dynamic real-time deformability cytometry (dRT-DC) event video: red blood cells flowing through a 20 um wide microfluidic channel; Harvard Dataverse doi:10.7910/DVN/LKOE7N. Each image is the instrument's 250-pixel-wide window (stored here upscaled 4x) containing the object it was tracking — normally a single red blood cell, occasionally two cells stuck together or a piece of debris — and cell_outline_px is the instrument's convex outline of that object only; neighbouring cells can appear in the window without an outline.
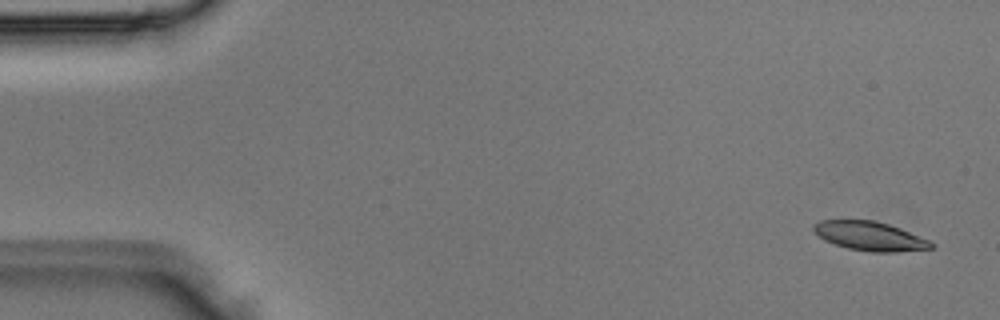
{"species": "Egyptian fruit bat (a non-hibernating species)", "species_latin": "Rousettus aegyptiacus", "temperature_condition": "room temperature", "stored_images_in_passage": 5, "camera_frame_rate_fps": 3000, "um_per_image_px": 0.085, "animal": {"sex": "male"}, "frame": {"image": 1, "passage_image": 5, "time_ms": 1.333, "image_size_px": [1000, 320], "cell_outline_px": [[936, 244], [932, 248], [896, 252], [872, 252], [848, 248], [824, 240], [812, 228], [812, 224], [820, 220], [872, 220], [888, 224], [900, 228], [932, 240]], "centroid_in_image_um": [73.98, 20.06], "position_along_channel_um": 11.0, "area_um2": 19.94}}